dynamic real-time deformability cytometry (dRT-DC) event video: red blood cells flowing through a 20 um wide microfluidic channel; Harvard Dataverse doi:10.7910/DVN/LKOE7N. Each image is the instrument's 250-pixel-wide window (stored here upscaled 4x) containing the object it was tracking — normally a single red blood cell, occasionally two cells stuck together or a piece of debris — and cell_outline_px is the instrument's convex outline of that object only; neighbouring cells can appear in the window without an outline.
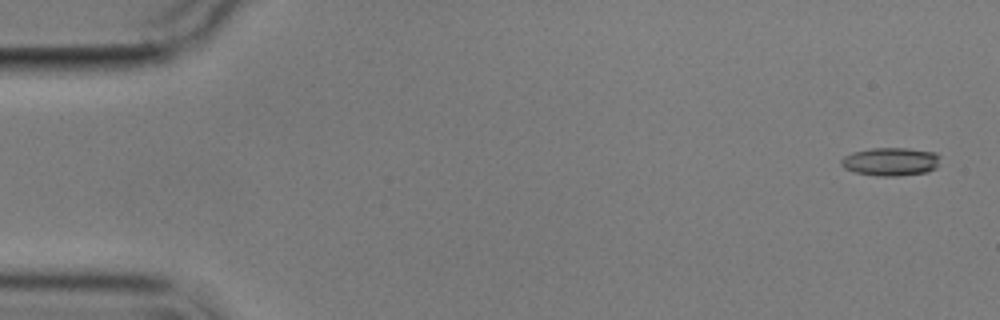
{"species": "common noctule bat (a hibernating species)", "species_latin": "Nyctalus noctula", "temperature_condition": "cold", "stored_images_in_passage": 5, "camera_frame_rate_fps": 3000, "um_per_image_px": 0.085, "animal": {"sex": "male", "body_mass_g": 17.9}, "frame": {"image": 1, "passage_image": 1, "time_ms": 0.0, "image_size_px": [1000, 320], "cell_outline_px": [[940, 156], [936, 168], [928, 172], [896, 176], [876, 176], [856, 172], [844, 168], [840, 164], [840, 160], [844, 156], [852, 152], [872, 148], [908, 148], [936, 152]], "centroid_in_image_um": [75.7, 13.73], "position_along_channel_um": 9.3, "area_um2": 16.42}}
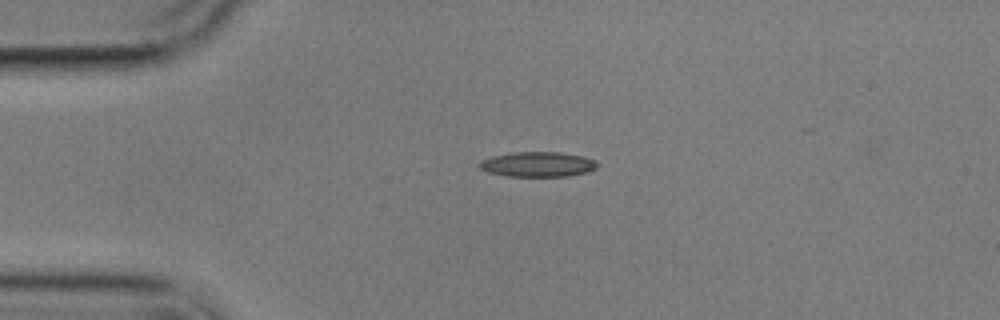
{"frame": {"image": 2, "passage_image": 4, "time_ms": 3.667, "image_size_px": [1000, 320], "cell_outline_px": [[600, 164], [596, 168], [588, 172], [568, 176], [508, 176], [488, 172], [480, 168], [476, 164], [480, 160], [492, 156], [512, 152], [560, 152], [584, 156], [596, 160]], "centroid_in_image_um": [45.72, 13.96], "position_along_channel_um": 39.3, "area_um2": 17.4}}